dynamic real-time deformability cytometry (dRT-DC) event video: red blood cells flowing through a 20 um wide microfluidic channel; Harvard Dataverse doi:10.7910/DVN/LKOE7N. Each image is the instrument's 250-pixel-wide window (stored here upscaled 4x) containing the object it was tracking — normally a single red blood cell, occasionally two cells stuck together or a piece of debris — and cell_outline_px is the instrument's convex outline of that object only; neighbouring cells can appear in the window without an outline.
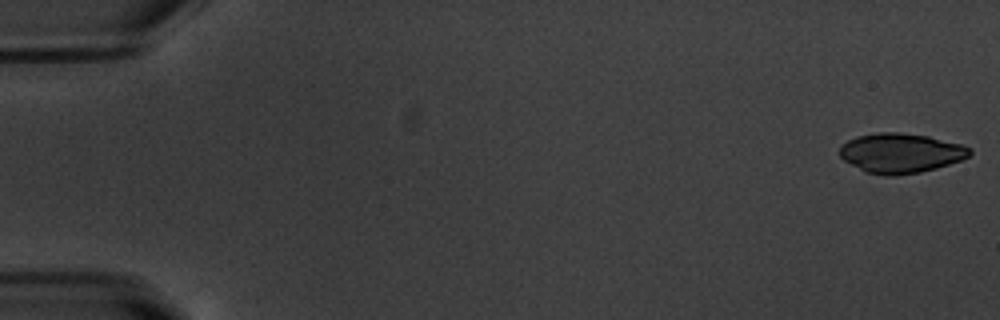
{"species": "common noctule bat (a hibernating species)", "species_latin": "Nyctalus noctula", "temperature_condition": "warm", "stored_images_in_passage": 54, "camera_frame_rate_fps": 3000, "um_per_image_px": 0.085, "animal": {"sex": "male", "body_mass_g": 20.1, "forearm_length_mm": 53.5}, "frame": {"image": 1, "passage_image": 1, "time_ms": 0.0, "image_size_px": [1000, 320], "cell_outline_px": [[972, 152], [968, 156], [960, 160], [936, 168], [920, 172], [896, 176], [884, 176], [864, 172], [844, 160], [840, 156], [840, 148], [848, 140], [856, 136], [876, 132], [900, 132], [928, 136], [964, 144], [972, 148]], "centroid_in_image_um": [76.57, 13.01], "position_along_channel_um": 8.4, "area_um2": 30.29}}